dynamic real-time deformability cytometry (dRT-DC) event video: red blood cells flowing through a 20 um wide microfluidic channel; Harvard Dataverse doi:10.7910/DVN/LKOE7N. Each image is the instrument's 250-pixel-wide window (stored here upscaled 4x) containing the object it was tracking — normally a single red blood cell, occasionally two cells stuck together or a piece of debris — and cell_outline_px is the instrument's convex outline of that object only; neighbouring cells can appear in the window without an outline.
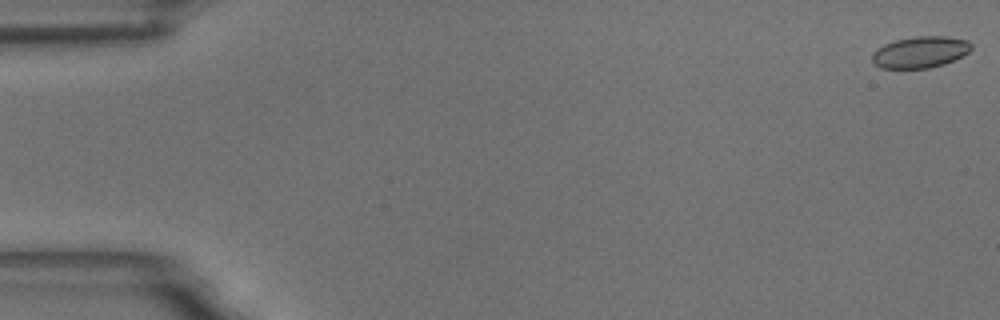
{"species": "common noctule bat (a hibernating species)", "species_latin": "Nyctalus noctula", "temperature_condition": "room temperature", "stored_images_in_passage": 5, "camera_frame_rate_fps": 3000, "um_per_image_px": 0.085, "animal": {"sex": "male", "body_mass_g": 18.8}, "frame": {"image": 1, "passage_image": 1, "time_ms": 0.0, "image_size_px": [1000, 320], "cell_outline_px": [[972, 48], [968, 52], [944, 64], [928, 68], [880, 68], [872, 60], [872, 52], [884, 44], [896, 40], [916, 36], [944, 36], [968, 40], [972, 44]], "centroid_in_image_um": [78.21, 4.42], "position_along_channel_um": 6.8, "area_um2": 18.03}}